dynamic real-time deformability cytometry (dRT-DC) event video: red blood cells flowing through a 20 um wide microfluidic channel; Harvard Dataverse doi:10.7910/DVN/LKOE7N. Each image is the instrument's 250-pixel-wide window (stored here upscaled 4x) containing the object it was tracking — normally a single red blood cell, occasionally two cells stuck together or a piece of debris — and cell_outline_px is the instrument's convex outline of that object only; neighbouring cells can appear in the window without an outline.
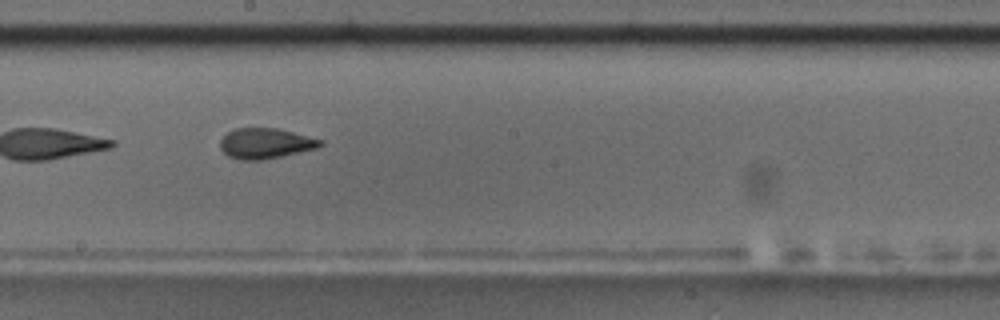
{"species": "common noctule bat (a hibernating species)", "species_latin": "Nyctalus noctula", "temperature_condition": "room temperature", "stored_images_in_passage": 10, "segment_of_instrument_passage": [2, 2], "camera_frame_rate_fps": 3000, "um_per_image_px": 0.085, "animal": {"sex": "male", "body_mass_g": 17.5, "forearm_length_mm": 52.3}, "frame": {"image": 1, "passage_image": 9, "time_ms": 9.0, "image_size_px": [1000, 320], "cell_outline_px": [[324, 144], [316, 148], [280, 156], [260, 160], [240, 160], [228, 156], [220, 148], [220, 140], [228, 132], [236, 128], [276, 128], [324, 140]], "centroid_in_image_um": [22.55, 12.18], "position_along_channel_um": 225.7, "area_um2": 17.57}}